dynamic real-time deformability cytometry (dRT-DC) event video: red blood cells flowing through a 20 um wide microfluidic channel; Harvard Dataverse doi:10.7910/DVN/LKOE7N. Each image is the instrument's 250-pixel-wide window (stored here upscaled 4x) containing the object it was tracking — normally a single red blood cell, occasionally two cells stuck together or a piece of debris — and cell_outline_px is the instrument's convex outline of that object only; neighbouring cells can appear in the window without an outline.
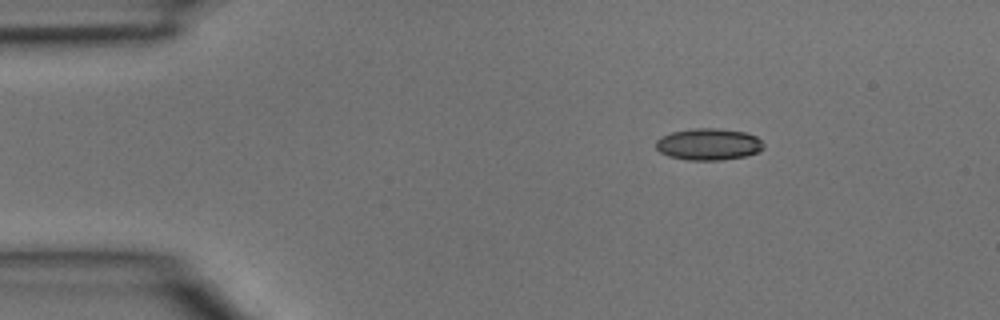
{"species": "common noctule bat (a hibernating species)", "species_latin": "Nyctalus noctula", "temperature_condition": "room temperature", "stored_images_in_passage": 3, "camera_frame_rate_fps": 3000, "um_per_image_px": 0.085, "animal": {"sex": "male", "body_mass_g": 15.6}, "frame": {"image": 1, "passage_image": 1, "time_ms": 0.0, "image_size_px": [1000, 320], "cell_outline_px": [[764, 148], [756, 152], [744, 156], [720, 160], [688, 160], [668, 156], [660, 152], [656, 148], [656, 140], [660, 136], [672, 132], [696, 128], [716, 128], [744, 132], [756, 136], [764, 144]], "centroid_in_image_um": [60.2, 12.26], "position_along_channel_um": 24.8, "area_um2": 19.83}}
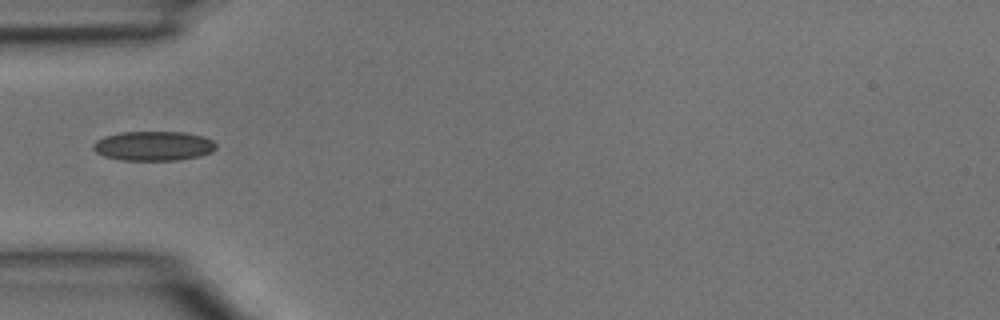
{"frame": {"image": 2, "passage_image": 3, "time_ms": 0.667, "image_size_px": [1000, 320], "cell_outline_px": [[216, 148], [212, 152], [200, 156], [180, 160], [120, 160], [104, 156], [96, 152], [92, 148], [92, 144], [96, 140], [104, 136], [120, 132], [184, 132], [204, 136], [212, 140], [216, 144]], "centroid_in_image_um": [13.04, 12.4], "position_along_channel_um": 72.0, "area_um2": 21.33}}